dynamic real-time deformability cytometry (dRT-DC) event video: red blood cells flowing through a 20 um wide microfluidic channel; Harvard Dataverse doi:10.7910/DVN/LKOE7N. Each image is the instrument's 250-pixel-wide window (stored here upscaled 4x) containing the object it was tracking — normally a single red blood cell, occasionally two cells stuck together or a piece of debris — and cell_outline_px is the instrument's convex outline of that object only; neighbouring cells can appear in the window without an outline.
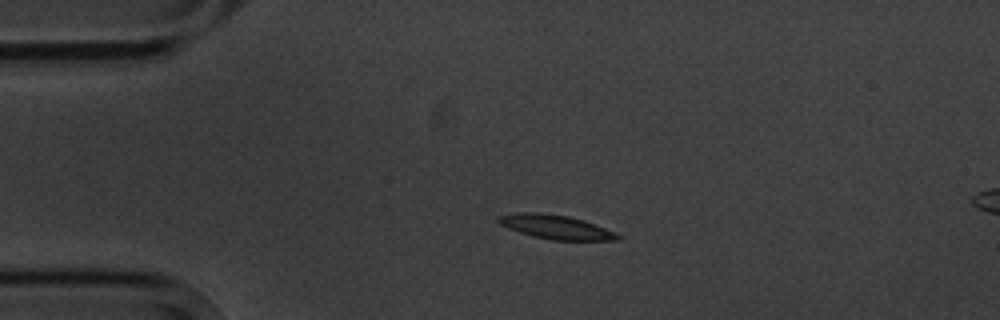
{"species": "common noctule bat (a hibernating species)", "species_latin": "Nyctalus noctula", "temperature_condition": "cold", "stored_images_in_passage": 5, "segment_of_instrument_passage": [1, 2], "camera_frame_rate_fps": 3000, "um_per_image_px": 0.085, "animal": {"sex": "male", "body_mass_g": 20.1, "forearm_length_mm": 53.5}, "frame": {"image": 1, "passage_image": 3, "time_ms": 2.0, "image_size_px": [1000, 320], "cell_outline_px": [[620, 240], [552, 240], [532, 236], [508, 228], [500, 224], [496, 220], [496, 216], [516, 212], [536, 212], [568, 216], [584, 220], [604, 228], [620, 236]], "centroid_in_image_um": [47.17, 19.28], "position_along_channel_um": 37.8, "area_um2": 16.59}}